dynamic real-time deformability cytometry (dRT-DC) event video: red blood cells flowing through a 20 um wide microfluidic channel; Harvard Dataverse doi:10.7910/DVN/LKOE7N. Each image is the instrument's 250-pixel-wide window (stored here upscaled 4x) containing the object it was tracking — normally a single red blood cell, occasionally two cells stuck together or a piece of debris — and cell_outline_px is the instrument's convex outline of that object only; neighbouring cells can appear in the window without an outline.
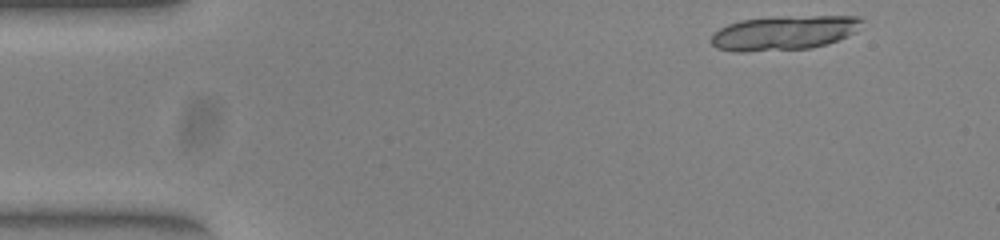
{"species": "common noctule bat (a hibernating species)", "species_latin": "Nyctalus noctula", "temperature_condition": "warm", "stored_images_in_passage": 13, "camera_frame_rate_fps": 3000, "um_per_image_px": 0.085, "animal": {"sex": "female", "body_mass_g": 23.0, "forearm_length_mm": 53.4}, "frame": {"image": 1, "passage_image": 1, "time_ms": 0.0, "image_size_px": [1000, 240], "cell_outline_px": [[864, 20], [856, 32], [828, 44], [808, 48], [744, 52], [736, 52], [716, 48], [712, 44], [712, 36], [720, 28], [728, 24], [740, 20], [780, 16], [856, 16]], "centroid_in_image_um": [66.65, 2.79], "position_along_channel_um": 18.3, "area_um2": 30.23}}